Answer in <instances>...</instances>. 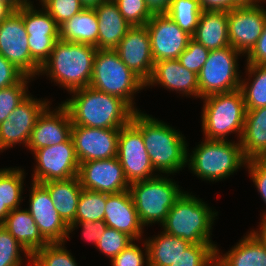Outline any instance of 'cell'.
Listing matches in <instances>:
<instances>
[{"label": "cell", "instance_id": "obj_1", "mask_svg": "<svg viewBox=\"0 0 266 266\" xmlns=\"http://www.w3.org/2000/svg\"><path fill=\"white\" fill-rule=\"evenodd\" d=\"M69 94L72 95L71 98L61 104L68 110L72 125L120 129L131 122L136 112L120 97L100 92L90 86Z\"/></svg>", "mask_w": 266, "mask_h": 266}, {"label": "cell", "instance_id": "obj_2", "mask_svg": "<svg viewBox=\"0 0 266 266\" xmlns=\"http://www.w3.org/2000/svg\"><path fill=\"white\" fill-rule=\"evenodd\" d=\"M131 123L142 133L150 162L156 172L174 175L186 166L185 136L162 120L141 111L133 114Z\"/></svg>", "mask_w": 266, "mask_h": 266}, {"label": "cell", "instance_id": "obj_3", "mask_svg": "<svg viewBox=\"0 0 266 266\" xmlns=\"http://www.w3.org/2000/svg\"><path fill=\"white\" fill-rule=\"evenodd\" d=\"M97 48L91 44L55 42L48 60L41 66L39 76L46 74L54 84L69 93L90 86L93 61Z\"/></svg>", "mask_w": 266, "mask_h": 266}, {"label": "cell", "instance_id": "obj_4", "mask_svg": "<svg viewBox=\"0 0 266 266\" xmlns=\"http://www.w3.org/2000/svg\"><path fill=\"white\" fill-rule=\"evenodd\" d=\"M191 194L185 191L175 202L161 225L163 231L191 244L214 243L210 237L218 212Z\"/></svg>", "mask_w": 266, "mask_h": 266}, {"label": "cell", "instance_id": "obj_5", "mask_svg": "<svg viewBox=\"0 0 266 266\" xmlns=\"http://www.w3.org/2000/svg\"><path fill=\"white\" fill-rule=\"evenodd\" d=\"M236 142V143H235ZM192 153L187 149L186 165L203 181L218 182L246 167L240 142L204 139Z\"/></svg>", "mask_w": 266, "mask_h": 266}, {"label": "cell", "instance_id": "obj_6", "mask_svg": "<svg viewBox=\"0 0 266 266\" xmlns=\"http://www.w3.org/2000/svg\"><path fill=\"white\" fill-rule=\"evenodd\" d=\"M201 100L204 103L201 112L203 139L227 141L229 135L237 134L240 142L246 115L242 91L213 94Z\"/></svg>", "mask_w": 266, "mask_h": 266}, {"label": "cell", "instance_id": "obj_7", "mask_svg": "<svg viewBox=\"0 0 266 266\" xmlns=\"http://www.w3.org/2000/svg\"><path fill=\"white\" fill-rule=\"evenodd\" d=\"M90 87L120 97L135 111H141L133 100L134 94L145 89V83L121 61L114 49H97Z\"/></svg>", "mask_w": 266, "mask_h": 266}, {"label": "cell", "instance_id": "obj_8", "mask_svg": "<svg viewBox=\"0 0 266 266\" xmlns=\"http://www.w3.org/2000/svg\"><path fill=\"white\" fill-rule=\"evenodd\" d=\"M168 177L169 175L159 174L130 184L129 191L143 227L154 223L162 225L169 210L185 192L175 180Z\"/></svg>", "mask_w": 266, "mask_h": 266}, {"label": "cell", "instance_id": "obj_9", "mask_svg": "<svg viewBox=\"0 0 266 266\" xmlns=\"http://www.w3.org/2000/svg\"><path fill=\"white\" fill-rule=\"evenodd\" d=\"M238 56L243 55L231 46L209 52L207 61L198 73L200 99L240 89L243 78L239 74Z\"/></svg>", "mask_w": 266, "mask_h": 266}, {"label": "cell", "instance_id": "obj_10", "mask_svg": "<svg viewBox=\"0 0 266 266\" xmlns=\"http://www.w3.org/2000/svg\"><path fill=\"white\" fill-rule=\"evenodd\" d=\"M28 34L23 22V7L13 11L0 22V55L11 62L25 76L34 79L40 67L32 60Z\"/></svg>", "mask_w": 266, "mask_h": 266}, {"label": "cell", "instance_id": "obj_11", "mask_svg": "<svg viewBox=\"0 0 266 266\" xmlns=\"http://www.w3.org/2000/svg\"><path fill=\"white\" fill-rule=\"evenodd\" d=\"M33 155L36 165L31 182L45 183L52 180H66L78 175L80 163L72 138L57 145L37 149Z\"/></svg>", "mask_w": 266, "mask_h": 266}, {"label": "cell", "instance_id": "obj_12", "mask_svg": "<svg viewBox=\"0 0 266 266\" xmlns=\"http://www.w3.org/2000/svg\"><path fill=\"white\" fill-rule=\"evenodd\" d=\"M117 158L129 184L159 175L150 162L142 133L131 122L119 130Z\"/></svg>", "mask_w": 266, "mask_h": 266}, {"label": "cell", "instance_id": "obj_13", "mask_svg": "<svg viewBox=\"0 0 266 266\" xmlns=\"http://www.w3.org/2000/svg\"><path fill=\"white\" fill-rule=\"evenodd\" d=\"M49 105L52 104L48 99H37L29 94L0 124V152L16 144L27 147L37 119Z\"/></svg>", "mask_w": 266, "mask_h": 266}, {"label": "cell", "instance_id": "obj_14", "mask_svg": "<svg viewBox=\"0 0 266 266\" xmlns=\"http://www.w3.org/2000/svg\"><path fill=\"white\" fill-rule=\"evenodd\" d=\"M34 7L32 3L23 6V22L31 58L41 68L60 39V27L43 7Z\"/></svg>", "mask_w": 266, "mask_h": 266}, {"label": "cell", "instance_id": "obj_15", "mask_svg": "<svg viewBox=\"0 0 266 266\" xmlns=\"http://www.w3.org/2000/svg\"><path fill=\"white\" fill-rule=\"evenodd\" d=\"M263 4L239 6L228 12L229 45L244 57L254 47L266 22Z\"/></svg>", "mask_w": 266, "mask_h": 266}, {"label": "cell", "instance_id": "obj_16", "mask_svg": "<svg viewBox=\"0 0 266 266\" xmlns=\"http://www.w3.org/2000/svg\"><path fill=\"white\" fill-rule=\"evenodd\" d=\"M154 62L178 59L192 36L183 31L168 14H153L146 23Z\"/></svg>", "mask_w": 266, "mask_h": 266}, {"label": "cell", "instance_id": "obj_17", "mask_svg": "<svg viewBox=\"0 0 266 266\" xmlns=\"http://www.w3.org/2000/svg\"><path fill=\"white\" fill-rule=\"evenodd\" d=\"M77 177L83 189L106 194L120 193L130 186L117 157L80 163Z\"/></svg>", "mask_w": 266, "mask_h": 266}, {"label": "cell", "instance_id": "obj_18", "mask_svg": "<svg viewBox=\"0 0 266 266\" xmlns=\"http://www.w3.org/2000/svg\"><path fill=\"white\" fill-rule=\"evenodd\" d=\"M119 130L72 125L71 138L79 163L117 157Z\"/></svg>", "mask_w": 266, "mask_h": 266}, {"label": "cell", "instance_id": "obj_19", "mask_svg": "<svg viewBox=\"0 0 266 266\" xmlns=\"http://www.w3.org/2000/svg\"><path fill=\"white\" fill-rule=\"evenodd\" d=\"M29 194L28 212L37 224L42 236L49 242H66L68 236V225L55 210L53 200L48 190L37 182H32Z\"/></svg>", "mask_w": 266, "mask_h": 266}, {"label": "cell", "instance_id": "obj_20", "mask_svg": "<svg viewBox=\"0 0 266 266\" xmlns=\"http://www.w3.org/2000/svg\"><path fill=\"white\" fill-rule=\"evenodd\" d=\"M114 50L121 61L144 83L149 80L155 62L146 25L131 26Z\"/></svg>", "mask_w": 266, "mask_h": 266}, {"label": "cell", "instance_id": "obj_21", "mask_svg": "<svg viewBox=\"0 0 266 266\" xmlns=\"http://www.w3.org/2000/svg\"><path fill=\"white\" fill-rule=\"evenodd\" d=\"M51 110L48 106L37 119L26 147L31 154L37 149L57 145L71 138L72 122L68 110L62 104Z\"/></svg>", "mask_w": 266, "mask_h": 266}, {"label": "cell", "instance_id": "obj_22", "mask_svg": "<svg viewBox=\"0 0 266 266\" xmlns=\"http://www.w3.org/2000/svg\"><path fill=\"white\" fill-rule=\"evenodd\" d=\"M158 85L166 90L176 91L182 96L199 98L198 75L186 69L178 59L154 63L151 77L145 83V87Z\"/></svg>", "mask_w": 266, "mask_h": 266}, {"label": "cell", "instance_id": "obj_23", "mask_svg": "<svg viewBox=\"0 0 266 266\" xmlns=\"http://www.w3.org/2000/svg\"><path fill=\"white\" fill-rule=\"evenodd\" d=\"M104 221L109 228L126 233L137 243L143 237L144 227L139 221L129 190L107 194Z\"/></svg>", "mask_w": 266, "mask_h": 266}, {"label": "cell", "instance_id": "obj_24", "mask_svg": "<svg viewBox=\"0 0 266 266\" xmlns=\"http://www.w3.org/2000/svg\"><path fill=\"white\" fill-rule=\"evenodd\" d=\"M94 10L99 22L97 49H115L131 25L113 0L100 3Z\"/></svg>", "mask_w": 266, "mask_h": 266}, {"label": "cell", "instance_id": "obj_25", "mask_svg": "<svg viewBox=\"0 0 266 266\" xmlns=\"http://www.w3.org/2000/svg\"><path fill=\"white\" fill-rule=\"evenodd\" d=\"M247 233L225 254L216 247L221 266H266V244L253 230Z\"/></svg>", "mask_w": 266, "mask_h": 266}, {"label": "cell", "instance_id": "obj_26", "mask_svg": "<svg viewBox=\"0 0 266 266\" xmlns=\"http://www.w3.org/2000/svg\"><path fill=\"white\" fill-rule=\"evenodd\" d=\"M192 39L209 51L230 46L228 12L203 10L199 16L198 25Z\"/></svg>", "mask_w": 266, "mask_h": 266}, {"label": "cell", "instance_id": "obj_27", "mask_svg": "<svg viewBox=\"0 0 266 266\" xmlns=\"http://www.w3.org/2000/svg\"><path fill=\"white\" fill-rule=\"evenodd\" d=\"M240 145L247 161L266 159V107L246 109Z\"/></svg>", "mask_w": 266, "mask_h": 266}, {"label": "cell", "instance_id": "obj_28", "mask_svg": "<svg viewBox=\"0 0 266 266\" xmlns=\"http://www.w3.org/2000/svg\"><path fill=\"white\" fill-rule=\"evenodd\" d=\"M11 210L2 225L32 255L49 242L42 236L27 208Z\"/></svg>", "mask_w": 266, "mask_h": 266}, {"label": "cell", "instance_id": "obj_29", "mask_svg": "<svg viewBox=\"0 0 266 266\" xmlns=\"http://www.w3.org/2000/svg\"><path fill=\"white\" fill-rule=\"evenodd\" d=\"M53 200L55 210L62 220L69 226L75 222L78 200L82 192L77 176L66 180H52L41 183Z\"/></svg>", "mask_w": 266, "mask_h": 266}, {"label": "cell", "instance_id": "obj_30", "mask_svg": "<svg viewBox=\"0 0 266 266\" xmlns=\"http://www.w3.org/2000/svg\"><path fill=\"white\" fill-rule=\"evenodd\" d=\"M98 25L94 8H84L60 26V39L91 44L97 48Z\"/></svg>", "mask_w": 266, "mask_h": 266}, {"label": "cell", "instance_id": "obj_31", "mask_svg": "<svg viewBox=\"0 0 266 266\" xmlns=\"http://www.w3.org/2000/svg\"><path fill=\"white\" fill-rule=\"evenodd\" d=\"M149 266H170L191 245L188 241L162 231L145 239Z\"/></svg>", "mask_w": 266, "mask_h": 266}, {"label": "cell", "instance_id": "obj_32", "mask_svg": "<svg viewBox=\"0 0 266 266\" xmlns=\"http://www.w3.org/2000/svg\"><path fill=\"white\" fill-rule=\"evenodd\" d=\"M245 70L248 78L241 80L240 85L245 108L266 107V65L246 64Z\"/></svg>", "mask_w": 266, "mask_h": 266}, {"label": "cell", "instance_id": "obj_33", "mask_svg": "<svg viewBox=\"0 0 266 266\" xmlns=\"http://www.w3.org/2000/svg\"><path fill=\"white\" fill-rule=\"evenodd\" d=\"M25 176L21 167L0 169V202L10 211L21 206Z\"/></svg>", "mask_w": 266, "mask_h": 266}, {"label": "cell", "instance_id": "obj_34", "mask_svg": "<svg viewBox=\"0 0 266 266\" xmlns=\"http://www.w3.org/2000/svg\"><path fill=\"white\" fill-rule=\"evenodd\" d=\"M106 201V193L82 189L78 200L75 222L104 220Z\"/></svg>", "mask_w": 266, "mask_h": 266}, {"label": "cell", "instance_id": "obj_35", "mask_svg": "<svg viewBox=\"0 0 266 266\" xmlns=\"http://www.w3.org/2000/svg\"><path fill=\"white\" fill-rule=\"evenodd\" d=\"M202 10L198 0H172L166 14L185 32L194 35Z\"/></svg>", "mask_w": 266, "mask_h": 266}, {"label": "cell", "instance_id": "obj_36", "mask_svg": "<svg viewBox=\"0 0 266 266\" xmlns=\"http://www.w3.org/2000/svg\"><path fill=\"white\" fill-rule=\"evenodd\" d=\"M65 242L48 243L31 256V266H78Z\"/></svg>", "mask_w": 266, "mask_h": 266}, {"label": "cell", "instance_id": "obj_37", "mask_svg": "<svg viewBox=\"0 0 266 266\" xmlns=\"http://www.w3.org/2000/svg\"><path fill=\"white\" fill-rule=\"evenodd\" d=\"M22 257L31 266V254L0 224V266H22Z\"/></svg>", "mask_w": 266, "mask_h": 266}, {"label": "cell", "instance_id": "obj_38", "mask_svg": "<svg viewBox=\"0 0 266 266\" xmlns=\"http://www.w3.org/2000/svg\"><path fill=\"white\" fill-rule=\"evenodd\" d=\"M214 243L191 244L170 266H209L216 259Z\"/></svg>", "mask_w": 266, "mask_h": 266}, {"label": "cell", "instance_id": "obj_39", "mask_svg": "<svg viewBox=\"0 0 266 266\" xmlns=\"http://www.w3.org/2000/svg\"><path fill=\"white\" fill-rule=\"evenodd\" d=\"M31 80L24 76L17 84L0 89V124L29 95L27 85Z\"/></svg>", "mask_w": 266, "mask_h": 266}, {"label": "cell", "instance_id": "obj_40", "mask_svg": "<svg viewBox=\"0 0 266 266\" xmlns=\"http://www.w3.org/2000/svg\"><path fill=\"white\" fill-rule=\"evenodd\" d=\"M134 240L124 232L107 227L98 240L96 249L110 258L117 256Z\"/></svg>", "mask_w": 266, "mask_h": 266}, {"label": "cell", "instance_id": "obj_41", "mask_svg": "<svg viewBox=\"0 0 266 266\" xmlns=\"http://www.w3.org/2000/svg\"><path fill=\"white\" fill-rule=\"evenodd\" d=\"M131 26H143L152 18L145 0H113Z\"/></svg>", "mask_w": 266, "mask_h": 266}, {"label": "cell", "instance_id": "obj_42", "mask_svg": "<svg viewBox=\"0 0 266 266\" xmlns=\"http://www.w3.org/2000/svg\"><path fill=\"white\" fill-rule=\"evenodd\" d=\"M40 5L51 15L59 27L85 8L80 0H42Z\"/></svg>", "mask_w": 266, "mask_h": 266}, {"label": "cell", "instance_id": "obj_43", "mask_svg": "<svg viewBox=\"0 0 266 266\" xmlns=\"http://www.w3.org/2000/svg\"><path fill=\"white\" fill-rule=\"evenodd\" d=\"M143 247L144 250L133 241L117 256L111 259V265L144 266L146 264L145 266H149L148 249L145 241L143 242Z\"/></svg>", "mask_w": 266, "mask_h": 266}, {"label": "cell", "instance_id": "obj_44", "mask_svg": "<svg viewBox=\"0 0 266 266\" xmlns=\"http://www.w3.org/2000/svg\"><path fill=\"white\" fill-rule=\"evenodd\" d=\"M209 52L210 51L206 47L191 39L178 60L186 69L198 75L207 61Z\"/></svg>", "mask_w": 266, "mask_h": 266}, {"label": "cell", "instance_id": "obj_45", "mask_svg": "<svg viewBox=\"0 0 266 266\" xmlns=\"http://www.w3.org/2000/svg\"><path fill=\"white\" fill-rule=\"evenodd\" d=\"M250 179L255 184L263 202L266 205V159H253L246 163ZM260 222L266 221V212L262 214Z\"/></svg>", "mask_w": 266, "mask_h": 266}, {"label": "cell", "instance_id": "obj_46", "mask_svg": "<svg viewBox=\"0 0 266 266\" xmlns=\"http://www.w3.org/2000/svg\"><path fill=\"white\" fill-rule=\"evenodd\" d=\"M78 226L82 227V236L89 242L97 246L98 240L104 233L105 229L108 227L104 220H97L94 222H74L71 223L68 227V236L73 232Z\"/></svg>", "mask_w": 266, "mask_h": 266}, {"label": "cell", "instance_id": "obj_47", "mask_svg": "<svg viewBox=\"0 0 266 266\" xmlns=\"http://www.w3.org/2000/svg\"><path fill=\"white\" fill-rule=\"evenodd\" d=\"M25 75L0 55V89L17 84Z\"/></svg>", "mask_w": 266, "mask_h": 266}, {"label": "cell", "instance_id": "obj_48", "mask_svg": "<svg viewBox=\"0 0 266 266\" xmlns=\"http://www.w3.org/2000/svg\"><path fill=\"white\" fill-rule=\"evenodd\" d=\"M246 64L266 65V22L258 41L246 55Z\"/></svg>", "mask_w": 266, "mask_h": 266}, {"label": "cell", "instance_id": "obj_49", "mask_svg": "<svg viewBox=\"0 0 266 266\" xmlns=\"http://www.w3.org/2000/svg\"><path fill=\"white\" fill-rule=\"evenodd\" d=\"M201 10L229 12L241 6L236 0H198Z\"/></svg>", "mask_w": 266, "mask_h": 266}, {"label": "cell", "instance_id": "obj_50", "mask_svg": "<svg viewBox=\"0 0 266 266\" xmlns=\"http://www.w3.org/2000/svg\"><path fill=\"white\" fill-rule=\"evenodd\" d=\"M172 0H145V3L152 14L167 13Z\"/></svg>", "mask_w": 266, "mask_h": 266}, {"label": "cell", "instance_id": "obj_51", "mask_svg": "<svg viewBox=\"0 0 266 266\" xmlns=\"http://www.w3.org/2000/svg\"><path fill=\"white\" fill-rule=\"evenodd\" d=\"M0 2L8 4L14 11L19 10L25 5L33 3L31 0H0Z\"/></svg>", "mask_w": 266, "mask_h": 266}, {"label": "cell", "instance_id": "obj_52", "mask_svg": "<svg viewBox=\"0 0 266 266\" xmlns=\"http://www.w3.org/2000/svg\"><path fill=\"white\" fill-rule=\"evenodd\" d=\"M13 11L8 4L0 2V22L6 19Z\"/></svg>", "mask_w": 266, "mask_h": 266}, {"label": "cell", "instance_id": "obj_53", "mask_svg": "<svg viewBox=\"0 0 266 266\" xmlns=\"http://www.w3.org/2000/svg\"><path fill=\"white\" fill-rule=\"evenodd\" d=\"M259 229L253 230L266 244V221L259 222ZM258 230V231H257Z\"/></svg>", "mask_w": 266, "mask_h": 266}, {"label": "cell", "instance_id": "obj_54", "mask_svg": "<svg viewBox=\"0 0 266 266\" xmlns=\"http://www.w3.org/2000/svg\"><path fill=\"white\" fill-rule=\"evenodd\" d=\"M106 0H80L81 4L85 8H94L97 7L100 3L104 2Z\"/></svg>", "mask_w": 266, "mask_h": 266}, {"label": "cell", "instance_id": "obj_55", "mask_svg": "<svg viewBox=\"0 0 266 266\" xmlns=\"http://www.w3.org/2000/svg\"><path fill=\"white\" fill-rule=\"evenodd\" d=\"M9 212L10 210L5 205H2L0 202V224H2L5 221Z\"/></svg>", "mask_w": 266, "mask_h": 266}, {"label": "cell", "instance_id": "obj_56", "mask_svg": "<svg viewBox=\"0 0 266 266\" xmlns=\"http://www.w3.org/2000/svg\"><path fill=\"white\" fill-rule=\"evenodd\" d=\"M241 6L245 5H257L259 3H265L266 0H236Z\"/></svg>", "mask_w": 266, "mask_h": 266}, {"label": "cell", "instance_id": "obj_57", "mask_svg": "<svg viewBox=\"0 0 266 266\" xmlns=\"http://www.w3.org/2000/svg\"><path fill=\"white\" fill-rule=\"evenodd\" d=\"M209 266H221L219 262L215 259Z\"/></svg>", "mask_w": 266, "mask_h": 266}]
</instances>
